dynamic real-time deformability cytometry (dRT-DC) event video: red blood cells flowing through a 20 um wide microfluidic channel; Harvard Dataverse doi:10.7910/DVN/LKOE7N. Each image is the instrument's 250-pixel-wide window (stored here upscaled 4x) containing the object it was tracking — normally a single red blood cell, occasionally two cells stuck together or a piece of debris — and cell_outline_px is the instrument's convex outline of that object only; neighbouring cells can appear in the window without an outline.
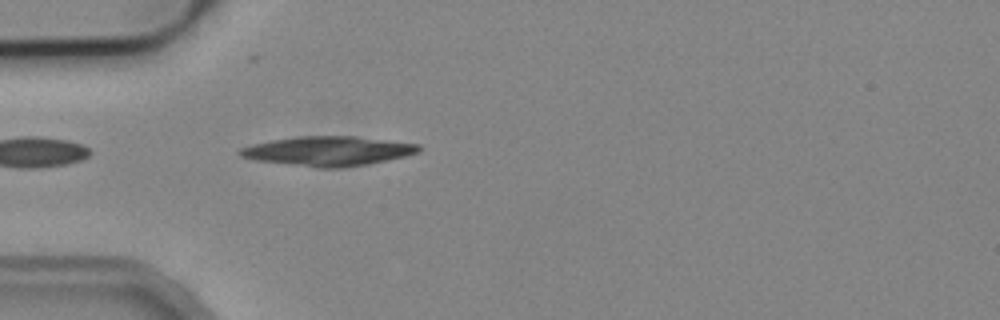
{"species": "common noctule bat (a hibernating species)", "species_latin": "Nyctalus noctula", "temperature_condition": "cold", "stored_images_in_passage": 1, "camera_frame_rate_fps": 3000, "um_per_image_px": 0.085, "animal": {"sex": "male", "body_mass_g": 19.2, "forearm_length_mm": 51.8}, "frame": {"image": 1, "passage_image": 1, "time_ms": 0.0, "image_size_px": [1000, 320], "cell_outline_px": [[420, 152], [404, 156], [368, 164], [340, 168], [320, 168], [256, 160], [240, 156], [236, 152], [240, 148], [252, 144], [272, 140], [300, 136], [356, 136], [420, 144]], "centroid_in_image_um": [27.88, 12.83], "position_along_channel_um": 57.1, "area_um2": 30.63}}